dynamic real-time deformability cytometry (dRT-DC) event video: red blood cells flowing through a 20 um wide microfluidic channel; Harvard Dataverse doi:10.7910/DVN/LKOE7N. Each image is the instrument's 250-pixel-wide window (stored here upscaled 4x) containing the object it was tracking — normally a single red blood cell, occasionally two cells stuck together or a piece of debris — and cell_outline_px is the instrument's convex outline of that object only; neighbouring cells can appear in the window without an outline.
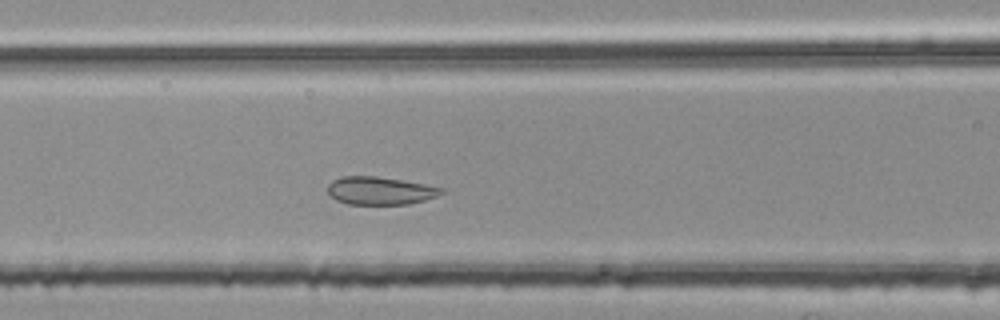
{"species": "common noctule bat (a hibernating species)", "species_latin": "Nyctalus noctula", "temperature_condition": "room temperature", "stored_images_in_passage": 38, "segment_of_instrument_passage": [2, 2], "camera_frame_rate_fps": 3000, "um_per_image_px": 0.085, "animal": {"sex": "female", "body_mass_g": 25.1}, "frame": {"image": 1, "passage_image": 14, "time_ms": 4.333, "image_size_px": [1000, 320], "cell_outline_px": [[444, 192], [436, 196], [424, 200], [408, 204], [348, 204], [336, 200], [328, 192], [328, 184], [332, 180], [340, 176], [376, 176], [424, 184], [444, 188]], "centroid_in_image_um": [32.28, 16.2], "position_along_channel_um": 134.3, "area_um2": 18.38}}
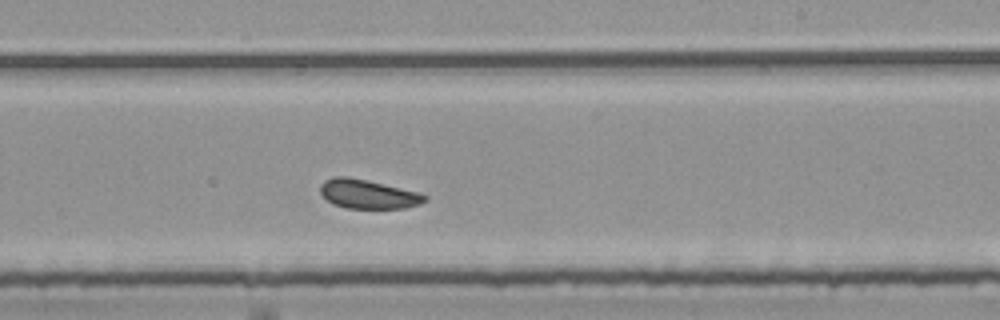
{"frame": {"image": 2, "passage_image": 24, "time_ms": 7.667, "image_size_px": [1000, 320], "cell_outline_px": [[428, 200], [420, 204], [404, 208], [344, 208], [332, 204], [320, 192], [320, 184], [324, 180], [336, 176], [348, 176], [368, 180], [420, 192], [428, 196]], "centroid_in_image_um": [31.3, 16.49], "position_along_channel_um": 257.7, "area_um2": 17.92}}
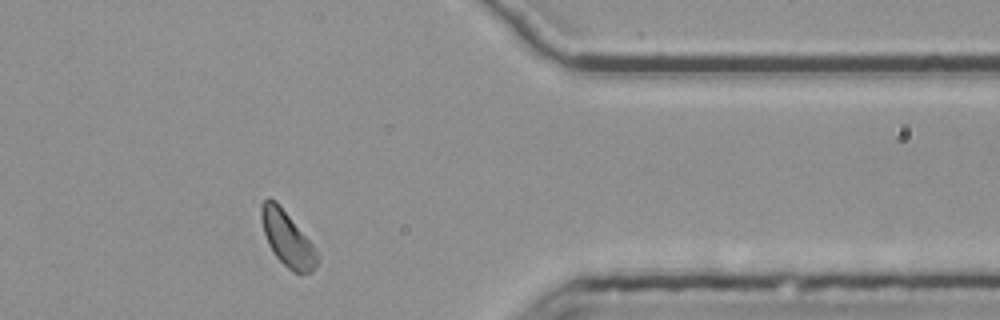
{"frame": {"image": 3, "passage_image": 36, "time_ms": 11.667, "image_size_px": [1000, 320], "cell_outline_px": [[320, 260], [312, 272], [300, 276], [292, 272], [276, 256], [268, 244], [264, 232], [260, 216], [260, 204], [268, 196], [276, 200], [312, 244]], "centroid_in_image_um": [24.41, 20.31], "position_along_channel_um": 387.0, "area_um2": 17.98}}